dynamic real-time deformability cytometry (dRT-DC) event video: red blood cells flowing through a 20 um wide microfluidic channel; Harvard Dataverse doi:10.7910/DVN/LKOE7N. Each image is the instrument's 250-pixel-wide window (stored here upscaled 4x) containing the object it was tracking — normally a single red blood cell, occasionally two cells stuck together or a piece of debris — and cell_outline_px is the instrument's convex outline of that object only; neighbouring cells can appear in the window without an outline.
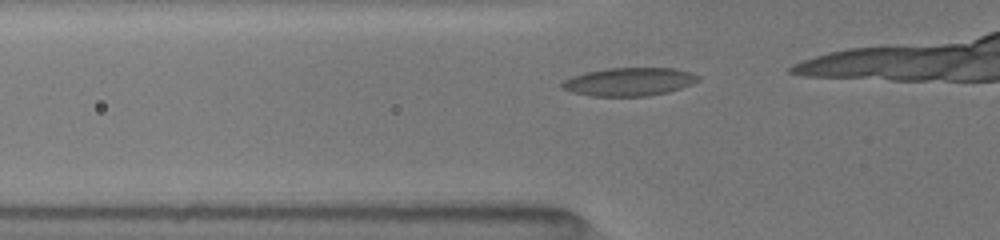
{"species": "common noctule bat (a hibernating species)", "species_latin": "Nyctalus noctula", "temperature_condition": "room temperature", "stored_images_in_passage": 9, "camera_frame_rate_fps": 3000, "um_per_image_px": 0.085, "animal": {"sex": "female", "body_mass_g": 19.5, "forearm_length_mm": 54.1}, "frame": {"image": 1, "passage_image": 3, "time_ms": 0.667, "image_size_px": [1000, 240], "cell_outline_px": [[700, 80], [692, 84], [668, 92], [648, 96], [592, 96], [572, 92], [564, 88], [560, 84], [564, 80], [572, 76], [584, 72], [608, 68], [676, 68], [692, 72], [700, 76]], "centroid_in_image_um": [53.51, 6.94], "position_along_channel_um": 72.3, "area_um2": 22.48}}
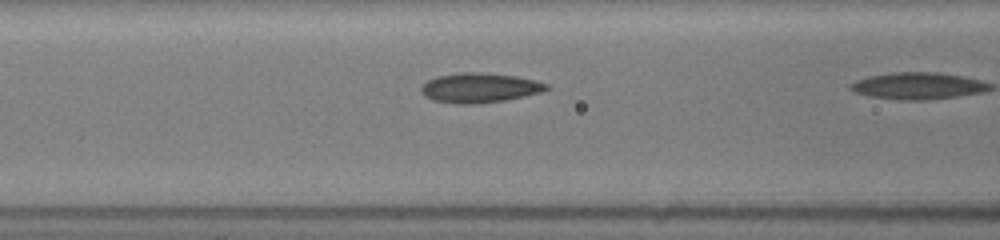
{"frame": {"image": 2, "passage_image": 7, "time_ms": 2.0, "image_size_px": [1000, 240], "cell_outline_px": [[552, 88], [540, 92], [524, 96], [504, 100], [476, 104], [456, 104], [432, 100], [424, 96], [420, 92], [420, 88], [428, 80], [436, 76], [460, 72], [484, 72], [516, 76], [536, 80], [548, 84]], "centroid_in_image_um": [40.75, 7.46], "position_along_channel_um": 125.8, "area_um2": 21.91}}